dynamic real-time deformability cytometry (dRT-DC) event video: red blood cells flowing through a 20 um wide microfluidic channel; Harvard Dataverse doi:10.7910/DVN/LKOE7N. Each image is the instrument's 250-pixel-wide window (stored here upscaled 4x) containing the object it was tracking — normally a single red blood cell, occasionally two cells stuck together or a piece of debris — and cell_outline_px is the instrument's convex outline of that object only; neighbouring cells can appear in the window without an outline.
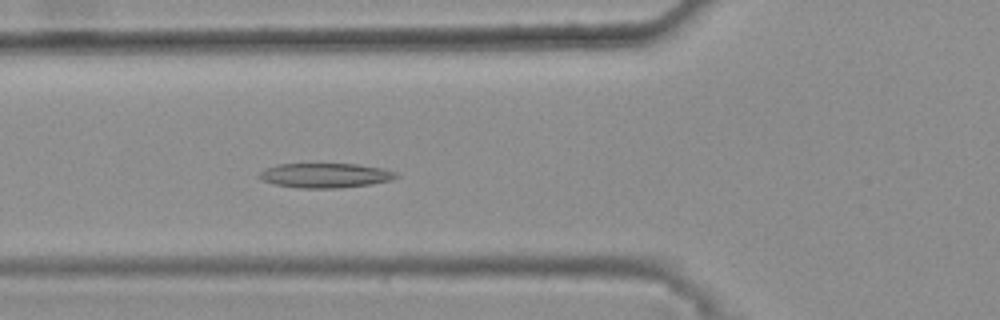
{"species": "common noctule bat (a hibernating species)", "species_latin": "Nyctalus noctula", "temperature_condition": "warm", "stored_images_in_passage": 45, "camera_frame_rate_fps": 3000, "um_per_image_px": 0.085, "animal": {"sex": "female", "body_mass_g": 25.1}, "frame": {"image": 1, "passage_image": 19, "time_ms": 6.0, "image_size_px": [1000, 320], "cell_outline_px": [[400, 176], [392, 180], [372, 184], [340, 188], [300, 188], [272, 184], [256, 176], [264, 168], [276, 164], [356, 164], [380, 168], [396, 172]], "centroid_in_image_um": [27.63, 14.91], "position_along_channel_um": 98.2, "area_um2": 19.77}}
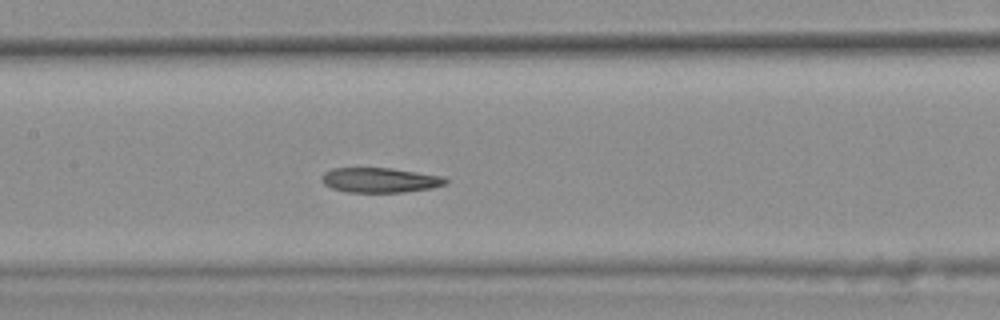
{"frame": {"image": 2, "passage_image": 25, "time_ms": 8.0, "image_size_px": [1000, 320], "cell_outline_px": [[448, 184], [432, 188], [404, 192], [348, 192], [332, 188], [324, 184], [320, 180], [324, 172], [332, 168], [388, 168], [444, 176], [448, 180]], "centroid_in_image_um": [32.31, 15.31], "position_along_channel_um": 175.1, "area_um2": 17.98}}
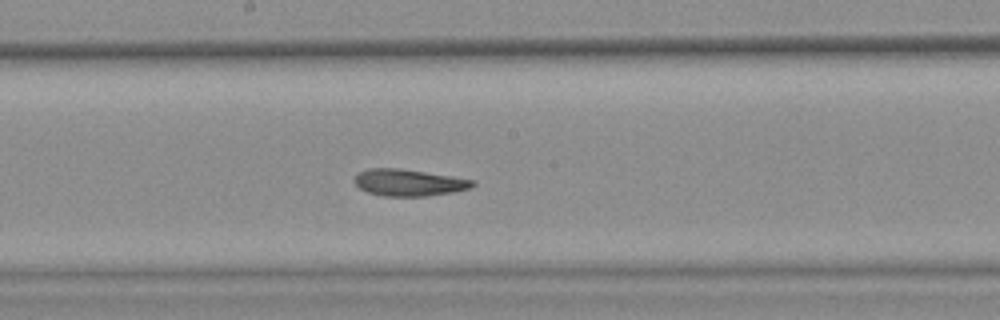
{"frame": {"image": 3, "passage_image": 28, "time_ms": 9.0, "image_size_px": [1000, 320], "cell_outline_px": [[476, 184], [472, 188], [452, 192], [428, 196], [384, 196], [368, 192], [360, 188], [352, 180], [360, 172], [368, 168], [400, 168], [452, 176], [476, 180]], "centroid_in_image_um": [34.78, 15.52], "position_along_channel_um": 213.4, "area_um2": 18.5}, "authors_computed_cell_mechanics": {"area_um2": 19.4208, "velocity_mm_per_s": 3.845, "shape_relaxation_time_tau1_ms": null, "shape_relaxation_time_tau2_ms": 4.5439, "deformation_change_tau1": null, "deformation_change_tau2": 0.1234}}